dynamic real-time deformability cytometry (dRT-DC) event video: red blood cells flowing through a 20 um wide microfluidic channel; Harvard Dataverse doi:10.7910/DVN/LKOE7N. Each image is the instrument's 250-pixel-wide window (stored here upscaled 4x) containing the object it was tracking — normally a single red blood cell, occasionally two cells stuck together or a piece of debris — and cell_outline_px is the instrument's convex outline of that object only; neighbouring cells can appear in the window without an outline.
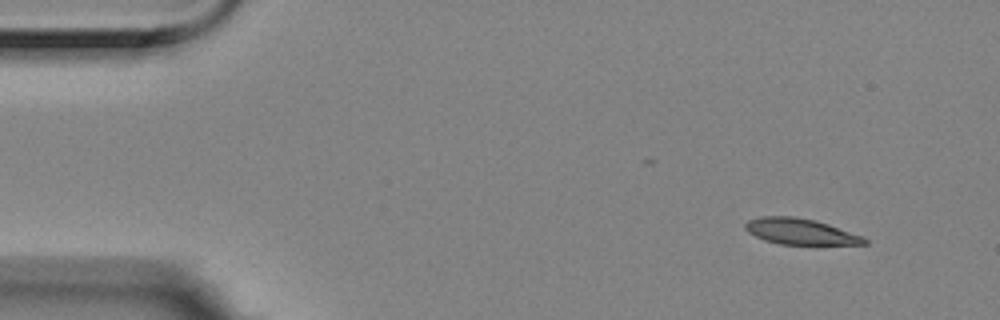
{"species": "Egyptian fruit bat (a non-hibernating species)", "species_latin": "Rousettus aegyptiacus", "temperature_condition": "room temperature", "stored_images_in_passage": 4, "camera_frame_rate_fps": 3000, "um_per_image_px": 0.085, "animal": {"sex": "female"}, "frame": {"image": 1, "passage_image": 1, "time_ms": 0.0, "image_size_px": [1000, 320], "cell_outline_px": [[868, 244], [816, 248], [812, 248], [780, 244], [764, 240], [748, 232], [744, 228], [744, 224], [748, 220], [760, 216], [792, 216], [816, 220], [864, 236], [868, 240]], "centroid_in_image_um": [68.14, 19.75], "position_along_channel_um": 16.9, "area_um2": 19.36}}
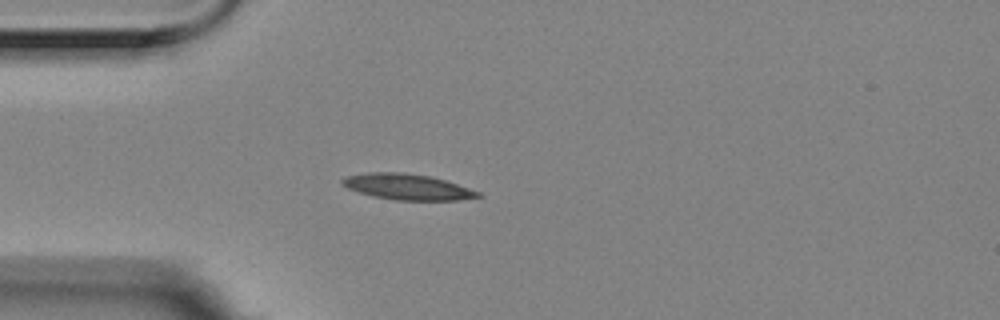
{"frame": {"image": 2, "passage_image": 4, "time_ms": 1.0, "image_size_px": [1000, 320], "cell_outline_px": [[484, 196], [456, 200], [396, 200], [372, 196], [348, 188], [340, 184], [340, 180], [348, 176], [368, 172], [404, 172], [428, 176], [444, 180], [480, 192]], "centroid_in_image_um": [34.6, 15.88], "position_along_channel_um": 50.4, "area_um2": 20.23}}